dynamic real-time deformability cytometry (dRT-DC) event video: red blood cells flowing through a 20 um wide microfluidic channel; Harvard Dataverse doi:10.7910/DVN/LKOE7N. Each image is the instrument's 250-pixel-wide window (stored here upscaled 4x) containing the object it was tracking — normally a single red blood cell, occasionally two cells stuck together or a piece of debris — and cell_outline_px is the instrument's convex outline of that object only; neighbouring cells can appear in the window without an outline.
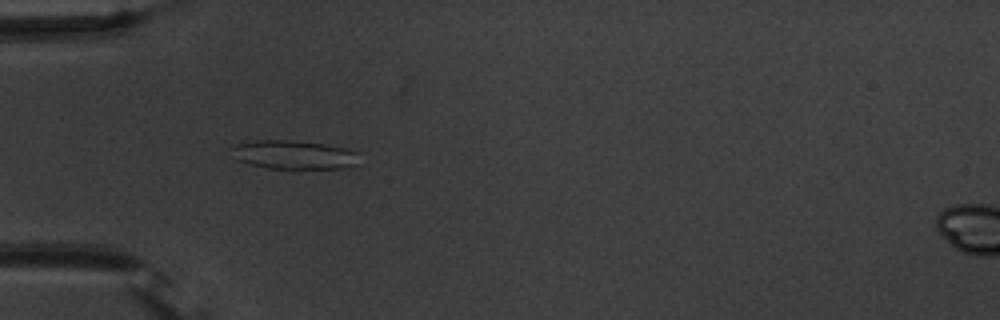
{"species": "common noctule bat (a hibernating species)", "species_latin": "Nyctalus noctula", "temperature_condition": "warm", "stored_images_in_passage": 55, "camera_frame_rate_fps": 3000, "um_per_image_px": 0.085, "animal": {"sex": "male", "body_mass_g": 20.1, "forearm_length_mm": 53.5}, "frame": {"image": 1, "passage_image": 17, "time_ms": 5.333, "image_size_px": [1000, 320], "cell_outline_px": [[360, 164], [344, 168], [296, 172], [292, 172], [268, 168], [248, 164], [236, 160], [224, 148], [236, 144], [256, 140], [288, 140], [324, 144], [344, 148], [356, 152]], "centroid_in_image_um": [24.91, 13.21], "position_along_channel_um": 60.1, "area_um2": 22.83}}
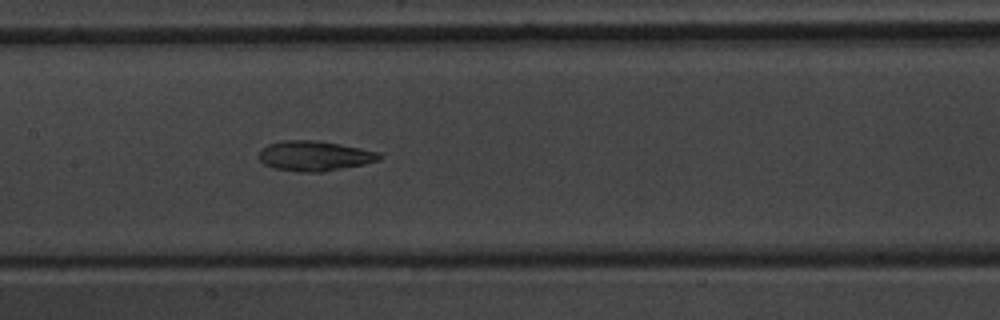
{"frame": {"image": 2, "passage_image": 27, "time_ms": 8.667, "image_size_px": [1000, 320], "cell_outline_px": [[384, 156], [380, 160], [364, 164], [324, 172], [300, 172], [272, 168], [264, 164], [256, 156], [260, 148], [268, 144], [284, 140], [316, 140], [340, 144], [380, 152]], "centroid_in_image_um": [26.71, 13.25], "position_along_channel_um": 180.7, "area_um2": 21.44}}
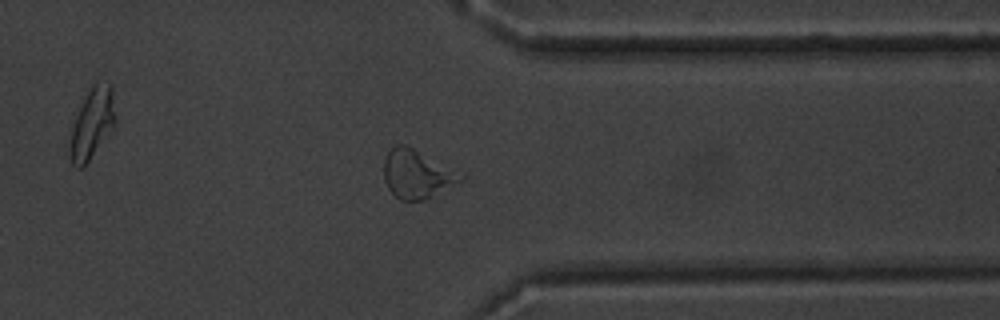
{"frame": {"image": 3, "passage_image": 43, "time_ms": 14.0, "image_size_px": [1000, 320], "cell_outline_px": [[464, 180], [432, 196], [420, 200], [400, 200], [388, 188], [384, 180], [384, 160], [388, 152], [396, 144], [404, 144], [464, 172]], "centroid_in_image_um": [35.48, 14.78], "position_along_channel_um": 375.9, "area_um2": 21.79}, "authors_computed_cell_mechanics": {"area_um2": 21.7906, "velocity_mm_per_s": 3.7256, "shape_relaxation_time_tau1_ms": null, "shape_relaxation_time_tau2_ms": 3.8255, "deformation_change_tau1": null, "deformation_change_tau2": 0.108}}